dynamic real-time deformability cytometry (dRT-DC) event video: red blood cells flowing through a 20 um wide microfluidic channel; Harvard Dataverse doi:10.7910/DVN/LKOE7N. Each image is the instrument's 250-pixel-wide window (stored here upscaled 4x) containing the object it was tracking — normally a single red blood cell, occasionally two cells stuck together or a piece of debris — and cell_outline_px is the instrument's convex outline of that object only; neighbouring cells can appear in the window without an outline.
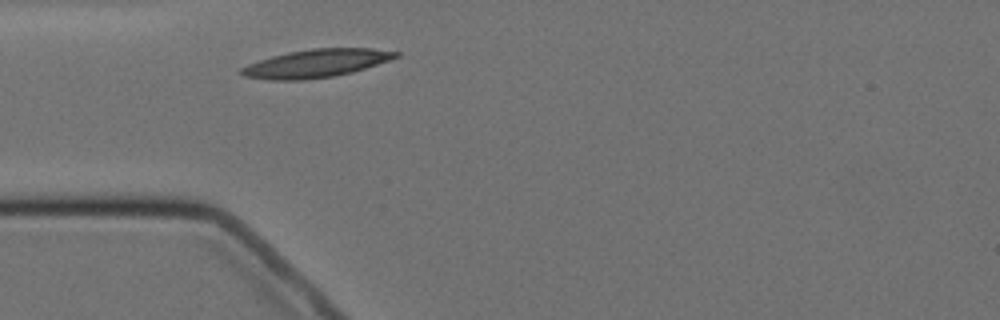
{"species": "Egyptian fruit bat (a non-hibernating species)", "species_latin": "Rousettus aegyptiacus", "temperature_condition": "cold", "stored_images_in_passage": 1, "camera_frame_rate_fps": 3000, "um_per_image_px": 0.085, "animal": {"sex": "female"}, "frame": {"image": 1, "passage_image": 1, "time_ms": 0.0, "image_size_px": [1000, 320], "cell_outline_px": [[400, 56], [352, 72], [332, 76], [304, 80], [272, 80], [244, 76], [240, 72], [240, 68], [248, 64], [272, 56], [288, 52], [312, 48], [372, 48], [400, 52]], "centroid_in_image_um": [26.87, 5.38], "position_along_channel_um": 58.1, "area_um2": 25.03}}